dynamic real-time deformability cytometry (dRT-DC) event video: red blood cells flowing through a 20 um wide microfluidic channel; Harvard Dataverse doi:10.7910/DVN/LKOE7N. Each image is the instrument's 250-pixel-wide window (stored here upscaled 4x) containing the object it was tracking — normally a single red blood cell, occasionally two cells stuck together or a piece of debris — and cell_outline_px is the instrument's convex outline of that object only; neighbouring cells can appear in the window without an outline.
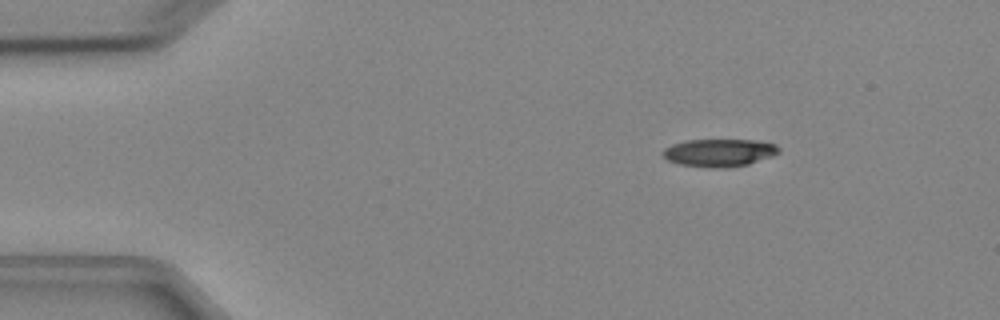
{"species": "Egyptian fruit bat (a non-hibernating species)", "species_latin": "Rousettus aegyptiacus", "temperature_condition": "cold", "stored_images_in_passage": 3, "camera_frame_rate_fps": 3000, "um_per_image_px": 0.085, "animal": {"sex": "female"}, "frame": {"image": 1, "passage_image": 1, "time_ms": 0.0, "image_size_px": [1000, 320], "cell_outline_px": [[780, 152], [772, 156], [748, 164], [728, 168], [708, 168], [680, 164], [668, 160], [660, 152], [664, 148], [672, 144], [688, 140], [756, 140], [776, 144], [780, 148]], "centroid_in_image_um": [61.14, 12.98], "position_along_channel_um": 23.9, "area_um2": 18.84}}